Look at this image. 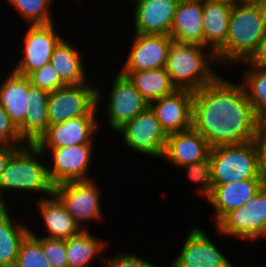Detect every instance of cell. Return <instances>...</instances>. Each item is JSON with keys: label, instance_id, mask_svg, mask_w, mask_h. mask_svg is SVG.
<instances>
[{"label": "cell", "instance_id": "obj_32", "mask_svg": "<svg viewBox=\"0 0 266 267\" xmlns=\"http://www.w3.org/2000/svg\"><path fill=\"white\" fill-rule=\"evenodd\" d=\"M179 168L186 170L189 179L198 184V188L195 192L207 200L213 189L210 158H207L204 161L187 164Z\"/></svg>", "mask_w": 266, "mask_h": 267}, {"label": "cell", "instance_id": "obj_2", "mask_svg": "<svg viewBox=\"0 0 266 267\" xmlns=\"http://www.w3.org/2000/svg\"><path fill=\"white\" fill-rule=\"evenodd\" d=\"M266 33V4L240 2L232 6L228 36L215 53L218 64L238 65L258 52Z\"/></svg>", "mask_w": 266, "mask_h": 267}, {"label": "cell", "instance_id": "obj_14", "mask_svg": "<svg viewBox=\"0 0 266 267\" xmlns=\"http://www.w3.org/2000/svg\"><path fill=\"white\" fill-rule=\"evenodd\" d=\"M96 116H80L65 122L49 125L34 143L38 148H60L72 145L93 144L99 129Z\"/></svg>", "mask_w": 266, "mask_h": 267}, {"label": "cell", "instance_id": "obj_11", "mask_svg": "<svg viewBox=\"0 0 266 267\" xmlns=\"http://www.w3.org/2000/svg\"><path fill=\"white\" fill-rule=\"evenodd\" d=\"M23 38L21 59L11 70L24 76L49 63L55 47L63 39L53 23L29 24Z\"/></svg>", "mask_w": 266, "mask_h": 267}, {"label": "cell", "instance_id": "obj_35", "mask_svg": "<svg viewBox=\"0 0 266 267\" xmlns=\"http://www.w3.org/2000/svg\"><path fill=\"white\" fill-rule=\"evenodd\" d=\"M0 144L24 146L27 143L21 138L18 128L0 104Z\"/></svg>", "mask_w": 266, "mask_h": 267}, {"label": "cell", "instance_id": "obj_29", "mask_svg": "<svg viewBox=\"0 0 266 267\" xmlns=\"http://www.w3.org/2000/svg\"><path fill=\"white\" fill-rule=\"evenodd\" d=\"M248 65L243 72V85L248 100L252 105L258 120L262 122L266 118V69L255 65L251 60L243 61L238 64Z\"/></svg>", "mask_w": 266, "mask_h": 267}, {"label": "cell", "instance_id": "obj_9", "mask_svg": "<svg viewBox=\"0 0 266 267\" xmlns=\"http://www.w3.org/2000/svg\"><path fill=\"white\" fill-rule=\"evenodd\" d=\"M116 133L123 134V144L128 149L152 158H163L167 135L150 106L123 125Z\"/></svg>", "mask_w": 266, "mask_h": 267}, {"label": "cell", "instance_id": "obj_3", "mask_svg": "<svg viewBox=\"0 0 266 267\" xmlns=\"http://www.w3.org/2000/svg\"><path fill=\"white\" fill-rule=\"evenodd\" d=\"M212 63L216 65L218 62L210 48L172 40L165 69L178 89L196 91L220 76L212 68Z\"/></svg>", "mask_w": 266, "mask_h": 267}, {"label": "cell", "instance_id": "obj_39", "mask_svg": "<svg viewBox=\"0 0 266 267\" xmlns=\"http://www.w3.org/2000/svg\"><path fill=\"white\" fill-rule=\"evenodd\" d=\"M251 61L255 65L266 69V33L262 39L258 52L252 57Z\"/></svg>", "mask_w": 266, "mask_h": 267}, {"label": "cell", "instance_id": "obj_38", "mask_svg": "<svg viewBox=\"0 0 266 267\" xmlns=\"http://www.w3.org/2000/svg\"><path fill=\"white\" fill-rule=\"evenodd\" d=\"M22 146L0 144V178L11 156Z\"/></svg>", "mask_w": 266, "mask_h": 267}, {"label": "cell", "instance_id": "obj_18", "mask_svg": "<svg viewBox=\"0 0 266 267\" xmlns=\"http://www.w3.org/2000/svg\"><path fill=\"white\" fill-rule=\"evenodd\" d=\"M211 148L206 138L191 128L167 135L162 159L179 168L209 158Z\"/></svg>", "mask_w": 266, "mask_h": 267}, {"label": "cell", "instance_id": "obj_13", "mask_svg": "<svg viewBox=\"0 0 266 267\" xmlns=\"http://www.w3.org/2000/svg\"><path fill=\"white\" fill-rule=\"evenodd\" d=\"M172 40L169 35L135 33L125 65L118 72L165 68Z\"/></svg>", "mask_w": 266, "mask_h": 267}, {"label": "cell", "instance_id": "obj_24", "mask_svg": "<svg viewBox=\"0 0 266 267\" xmlns=\"http://www.w3.org/2000/svg\"><path fill=\"white\" fill-rule=\"evenodd\" d=\"M28 77L9 72L7 78L0 84V104L9 115L11 121L18 127L27 113Z\"/></svg>", "mask_w": 266, "mask_h": 267}, {"label": "cell", "instance_id": "obj_40", "mask_svg": "<svg viewBox=\"0 0 266 267\" xmlns=\"http://www.w3.org/2000/svg\"><path fill=\"white\" fill-rule=\"evenodd\" d=\"M209 1L225 2L232 5L243 2V0H209Z\"/></svg>", "mask_w": 266, "mask_h": 267}, {"label": "cell", "instance_id": "obj_25", "mask_svg": "<svg viewBox=\"0 0 266 267\" xmlns=\"http://www.w3.org/2000/svg\"><path fill=\"white\" fill-rule=\"evenodd\" d=\"M75 45L64 38L55 47L50 62L65 85L88 83L84 57ZM87 79V80H86Z\"/></svg>", "mask_w": 266, "mask_h": 267}, {"label": "cell", "instance_id": "obj_4", "mask_svg": "<svg viewBox=\"0 0 266 267\" xmlns=\"http://www.w3.org/2000/svg\"><path fill=\"white\" fill-rule=\"evenodd\" d=\"M43 154L35 144L27 143L11 156L0 178V205L8 206L4 197L7 190L53 194L47 165L39 160L46 156Z\"/></svg>", "mask_w": 266, "mask_h": 267}, {"label": "cell", "instance_id": "obj_23", "mask_svg": "<svg viewBox=\"0 0 266 267\" xmlns=\"http://www.w3.org/2000/svg\"><path fill=\"white\" fill-rule=\"evenodd\" d=\"M232 4L203 0L204 47L216 53L226 42Z\"/></svg>", "mask_w": 266, "mask_h": 267}, {"label": "cell", "instance_id": "obj_41", "mask_svg": "<svg viewBox=\"0 0 266 267\" xmlns=\"http://www.w3.org/2000/svg\"><path fill=\"white\" fill-rule=\"evenodd\" d=\"M243 2L263 3L266 4V0H243Z\"/></svg>", "mask_w": 266, "mask_h": 267}, {"label": "cell", "instance_id": "obj_21", "mask_svg": "<svg viewBox=\"0 0 266 267\" xmlns=\"http://www.w3.org/2000/svg\"><path fill=\"white\" fill-rule=\"evenodd\" d=\"M37 207L48 232L44 237L67 240L83 230L54 193L38 199Z\"/></svg>", "mask_w": 266, "mask_h": 267}, {"label": "cell", "instance_id": "obj_17", "mask_svg": "<svg viewBox=\"0 0 266 267\" xmlns=\"http://www.w3.org/2000/svg\"><path fill=\"white\" fill-rule=\"evenodd\" d=\"M180 0H132L134 33L169 35Z\"/></svg>", "mask_w": 266, "mask_h": 267}, {"label": "cell", "instance_id": "obj_42", "mask_svg": "<svg viewBox=\"0 0 266 267\" xmlns=\"http://www.w3.org/2000/svg\"><path fill=\"white\" fill-rule=\"evenodd\" d=\"M261 129L266 133V118L261 122Z\"/></svg>", "mask_w": 266, "mask_h": 267}, {"label": "cell", "instance_id": "obj_7", "mask_svg": "<svg viewBox=\"0 0 266 267\" xmlns=\"http://www.w3.org/2000/svg\"><path fill=\"white\" fill-rule=\"evenodd\" d=\"M219 235L253 241L266 237V185L244 205L226 214L216 225Z\"/></svg>", "mask_w": 266, "mask_h": 267}, {"label": "cell", "instance_id": "obj_5", "mask_svg": "<svg viewBox=\"0 0 266 267\" xmlns=\"http://www.w3.org/2000/svg\"><path fill=\"white\" fill-rule=\"evenodd\" d=\"M212 184H226L244 179H262L256 141L220 145L210 151Z\"/></svg>", "mask_w": 266, "mask_h": 267}, {"label": "cell", "instance_id": "obj_20", "mask_svg": "<svg viewBox=\"0 0 266 267\" xmlns=\"http://www.w3.org/2000/svg\"><path fill=\"white\" fill-rule=\"evenodd\" d=\"M170 37L181 43L204 46L203 0L179 1Z\"/></svg>", "mask_w": 266, "mask_h": 267}, {"label": "cell", "instance_id": "obj_36", "mask_svg": "<svg viewBox=\"0 0 266 267\" xmlns=\"http://www.w3.org/2000/svg\"><path fill=\"white\" fill-rule=\"evenodd\" d=\"M104 257L105 267H159L146 259L139 258L130 253L119 252L116 256Z\"/></svg>", "mask_w": 266, "mask_h": 267}, {"label": "cell", "instance_id": "obj_37", "mask_svg": "<svg viewBox=\"0 0 266 267\" xmlns=\"http://www.w3.org/2000/svg\"><path fill=\"white\" fill-rule=\"evenodd\" d=\"M259 149L260 176L266 185V133L260 129L256 138Z\"/></svg>", "mask_w": 266, "mask_h": 267}, {"label": "cell", "instance_id": "obj_12", "mask_svg": "<svg viewBox=\"0 0 266 267\" xmlns=\"http://www.w3.org/2000/svg\"><path fill=\"white\" fill-rule=\"evenodd\" d=\"M109 93L107 106L108 126L115 133L123 125L131 121L140 112L147 109L150 104L136 90L127 76L120 72L114 76Z\"/></svg>", "mask_w": 266, "mask_h": 267}, {"label": "cell", "instance_id": "obj_31", "mask_svg": "<svg viewBox=\"0 0 266 267\" xmlns=\"http://www.w3.org/2000/svg\"><path fill=\"white\" fill-rule=\"evenodd\" d=\"M14 267H51L40 243L30 233L20 245Z\"/></svg>", "mask_w": 266, "mask_h": 267}, {"label": "cell", "instance_id": "obj_6", "mask_svg": "<svg viewBox=\"0 0 266 267\" xmlns=\"http://www.w3.org/2000/svg\"><path fill=\"white\" fill-rule=\"evenodd\" d=\"M102 97V91L98 85H90L89 82L65 85L50 92L47 109L49 125L80 116H97Z\"/></svg>", "mask_w": 266, "mask_h": 267}, {"label": "cell", "instance_id": "obj_19", "mask_svg": "<svg viewBox=\"0 0 266 267\" xmlns=\"http://www.w3.org/2000/svg\"><path fill=\"white\" fill-rule=\"evenodd\" d=\"M264 186L262 179H244L232 183L213 185L208 203L214 208L215 225L229 212L244 205Z\"/></svg>", "mask_w": 266, "mask_h": 267}, {"label": "cell", "instance_id": "obj_26", "mask_svg": "<svg viewBox=\"0 0 266 267\" xmlns=\"http://www.w3.org/2000/svg\"><path fill=\"white\" fill-rule=\"evenodd\" d=\"M8 208L0 205V267L15 266L20 245L30 233L28 225L13 222Z\"/></svg>", "mask_w": 266, "mask_h": 267}, {"label": "cell", "instance_id": "obj_8", "mask_svg": "<svg viewBox=\"0 0 266 267\" xmlns=\"http://www.w3.org/2000/svg\"><path fill=\"white\" fill-rule=\"evenodd\" d=\"M95 181H70L54 186L53 193L82 229L88 228L84 226L85 223L99 222L103 217L100 186Z\"/></svg>", "mask_w": 266, "mask_h": 267}, {"label": "cell", "instance_id": "obj_28", "mask_svg": "<svg viewBox=\"0 0 266 267\" xmlns=\"http://www.w3.org/2000/svg\"><path fill=\"white\" fill-rule=\"evenodd\" d=\"M120 73L128 77L149 104L162 97L172 95L178 89L172 83L165 68Z\"/></svg>", "mask_w": 266, "mask_h": 267}, {"label": "cell", "instance_id": "obj_30", "mask_svg": "<svg viewBox=\"0 0 266 267\" xmlns=\"http://www.w3.org/2000/svg\"><path fill=\"white\" fill-rule=\"evenodd\" d=\"M53 0H7L14 10L30 25L50 24L54 20L51 16L50 5ZM30 22V23H29Z\"/></svg>", "mask_w": 266, "mask_h": 267}, {"label": "cell", "instance_id": "obj_16", "mask_svg": "<svg viewBox=\"0 0 266 267\" xmlns=\"http://www.w3.org/2000/svg\"><path fill=\"white\" fill-rule=\"evenodd\" d=\"M170 267H232V262L200 227H193Z\"/></svg>", "mask_w": 266, "mask_h": 267}, {"label": "cell", "instance_id": "obj_10", "mask_svg": "<svg viewBox=\"0 0 266 267\" xmlns=\"http://www.w3.org/2000/svg\"><path fill=\"white\" fill-rule=\"evenodd\" d=\"M94 144L72 145L60 148H39L44 154L50 152L53 160L47 164L50 182L53 186L70 181L92 180L88 169L93 158ZM52 163V165L50 164Z\"/></svg>", "mask_w": 266, "mask_h": 267}, {"label": "cell", "instance_id": "obj_22", "mask_svg": "<svg viewBox=\"0 0 266 267\" xmlns=\"http://www.w3.org/2000/svg\"><path fill=\"white\" fill-rule=\"evenodd\" d=\"M28 104L24 121L17 127L26 143L34 144L49 126V92L31 85L28 78Z\"/></svg>", "mask_w": 266, "mask_h": 267}, {"label": "cell", "instance_id": "obj_33", "mask_svg": "<svg viewBox=\"0 0 266 267\" xmlns=\"http://www.w3.org/2000/svg\"><path fill=\"white\" fill-rule=\"evenodd\" d=\"M30 234L40 243L43 254L51 267H68L66 240L38 237L32 229Z\"/></svg>", "mask_w": 266, "mask_h": 267}, {"label": "cell", "instance_id": "obj_34", "mask_svg": "<svg viewBox=\"0 0 266 267\" xmlns=\"http://www.w3.org/2000/svg\"><path fill=\"white\" fill-rule=\"evenodd\" d=\"M27 77L32 86L49 93L65 86L51 63H47L42 68L34 70Z\"/></svg>", "mask_w": 266, "mask_h": 267}, {"label": "cell", "instance_id": "obj_1", "mask_svg": "<svg viewBox=\"0 0 266 267\" xmlns=\"http://www.w3.org/2000/svg\"><path fill=\"white\" fill-rule=\"evenodd\" d=\"M192 128L211 147L254 141L261 129L243 85L219 76L194 91Z\"/></svg>", "mask_w": 266, "mask_h": 267}, {"label": "cell", "instance_id": "obj_15", "mask_svg": "<svg viewBox=\"0 0 266 267\" xmlns=\"http://www.w3.org/2000/svg\"><path fill=\"white\" fill-rule=\"evenodd\" d=\"M194 91L177 89L172 95L150 103L166 135L192 128Z\"/></svg>", "mask_w": 266, "mask_h": 267}, {"label": "cell", "instance_id": "obj_27", "mask_svg": "<svg viewBox=\"0 0 266 267\" xmlns=\"http://www.w3.org/2000/svg\"><path fill=\"white\" fill-rule=\"evenodd\" d=\"M106 244V241L91 235L89 229H83L66 240L68 267H90L95 258H100L99 261L104 265L103 250Z\"/></svg>", "mask_w": 266, "mask_h": 267}]
</instances>
